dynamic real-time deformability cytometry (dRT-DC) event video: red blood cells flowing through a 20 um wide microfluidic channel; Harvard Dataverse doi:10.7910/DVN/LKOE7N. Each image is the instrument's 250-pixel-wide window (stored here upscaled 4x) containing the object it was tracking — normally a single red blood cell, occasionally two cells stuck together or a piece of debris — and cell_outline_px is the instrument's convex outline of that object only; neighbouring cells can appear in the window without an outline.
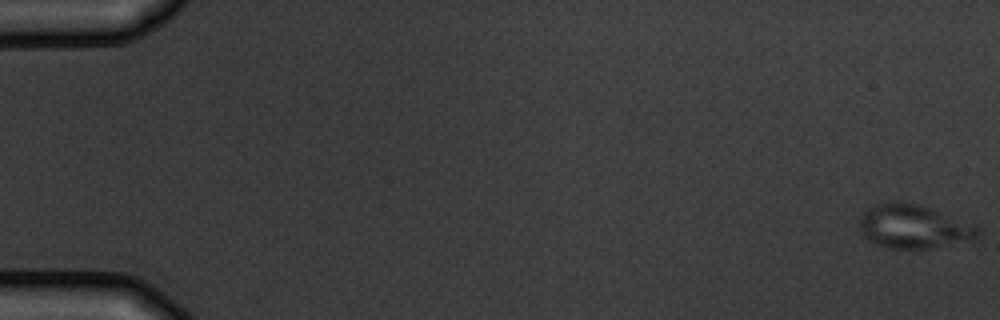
{"species": "common noctule bat (a hibernating species)", "species_latin": "Nyctalus noctula", "temperature_condition": "warm", "stored_images_in_passage": 6, "camera_frame_rate_fps": 3000, "um_per_image_px": 0.085, "animal": {"sex": "male", "body_mass_g": 19.5, "forearm_length_mm": 54.6}, "frame": {"image": 1, "passage_image": 1, "time_ms": 0.0, "image_size_px": [1000, 320], "cell_outline_px": [[984, 232], [980, 240], [928, 248], [888, 248], [876, 244], [868, 240], [860, 232], [860, 216], [872, 204], [892, 200], [896, 200], [920, 204], [980, 224]], "centroid_in_image_um": [77.8, 19.24], "position_along_channel_um": 7.2, "area_um2": 31.56}}